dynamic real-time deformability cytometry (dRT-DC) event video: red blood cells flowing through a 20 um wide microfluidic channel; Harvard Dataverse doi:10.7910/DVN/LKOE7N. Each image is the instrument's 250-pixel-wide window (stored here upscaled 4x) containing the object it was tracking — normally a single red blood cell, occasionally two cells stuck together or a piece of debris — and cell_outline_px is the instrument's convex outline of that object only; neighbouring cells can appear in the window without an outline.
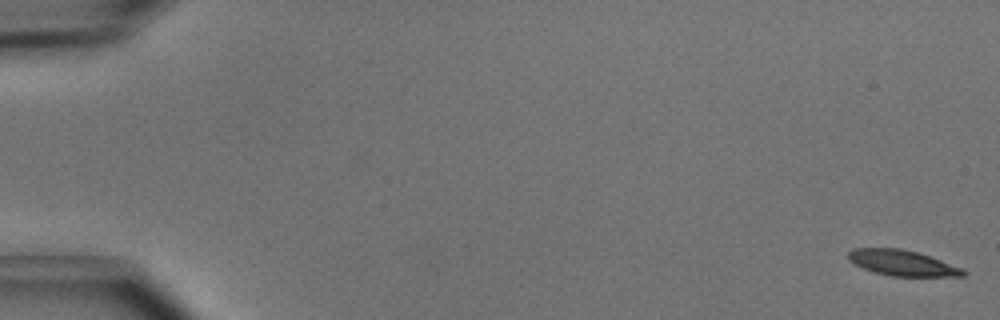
{"species": "common noctule bat (a hibernating species)", "species_latin": "Nyctalus noctula", "temperature_condition": "cold", "stored_images_in_passage": 51, "camera_frame_rate_fps": 3000, "um_per_image_px": 0.085, "animal": {"sex": "male", "body_mass_g": 15.6}, "frame": {"image": 1, "passage_image": 1, "time_ms": 0.0, "image_size_px": [1000, 320], "cell_outline_px": [[968, 272], [964, 276], [892, 276], [876, 272], [864, 268], [848, 260], [848, 252], [852, 248], [900, 248], [916, 252], [964, 268]], "centroid_in_image_um": [76.71, 22.35], "position_along_channel_um": 8.3, "area_um2": 16.99}}
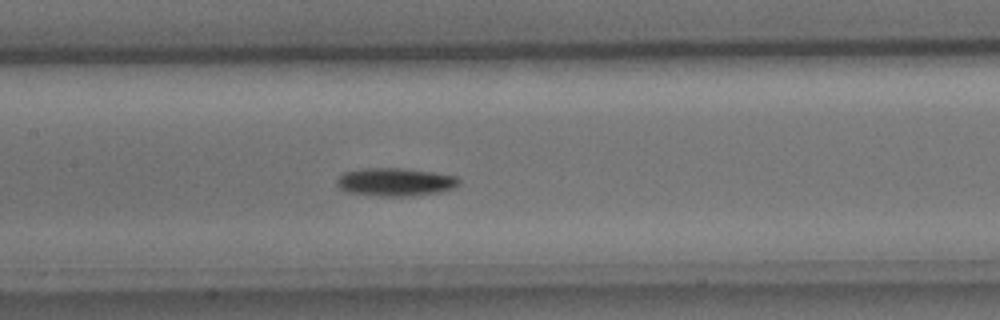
{"frame": {"image": 2, "passage_image": 25, "time_ms": 8.0, "image_size_px": [1000, 320], "cell_outline_px": [[460, 184], [456, 188], [440, 192], [408, 196], [380, 196], [348, 192], [340, 188], [336, 184], [336, 180], [344, 172], [364, 168], [400, 168], [432, 172], [456, 176], [460, 180]], "centroid_in_image_um": [33.62, 15.47], "position_along_channel_um": 173.8, "area_um2": 20.0}}
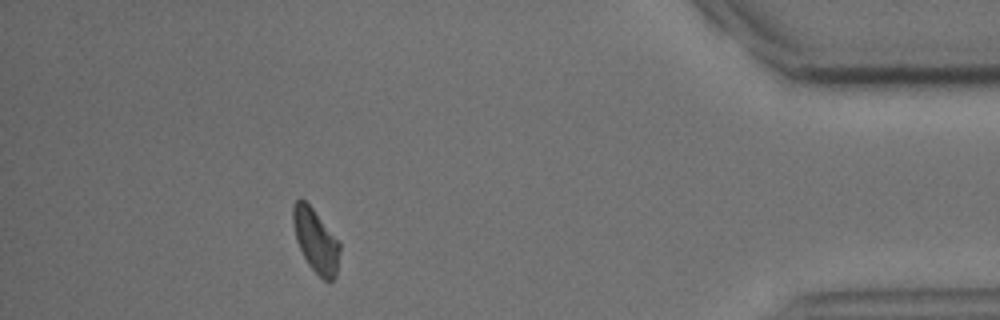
{"frame": {"image": 3, "passage_image": 46, "time_ms": 15.0, "image_size_px": [1000, 320], "cell_outline_px": [[340, 252], [336, 276], [328, 284], [308, 264], [296, 240], [292, 220], [292, 208], [296, 200], [300, 196], [312, 208], [340, 244]], "centroid_in_image_um": [26.83, 20.47], "position_along_channel_um": 408.4, "area_um2": 17.05}, "authors_computed_cell_mechanics": {"area_um2": 17.8602, "velocity_mm_per_s": 4.0052, "shape_relaxation_time_tau1_ms": 2.2728, "shape_relaxation_time_tau2_ms": null, "deformation_change_tau1": 0.1385, "deformation_change_tau2": null}}